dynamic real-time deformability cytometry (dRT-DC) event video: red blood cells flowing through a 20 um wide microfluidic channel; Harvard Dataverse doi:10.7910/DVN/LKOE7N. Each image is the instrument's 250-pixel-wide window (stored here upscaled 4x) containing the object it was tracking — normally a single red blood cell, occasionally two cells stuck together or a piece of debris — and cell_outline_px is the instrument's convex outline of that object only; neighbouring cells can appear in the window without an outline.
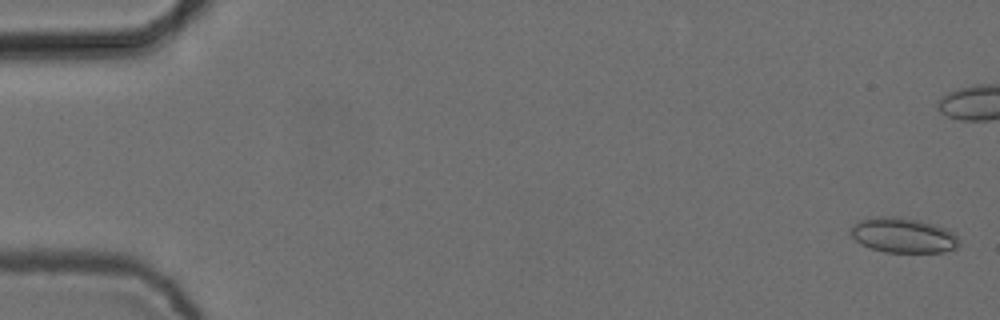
{"species": "common noctule bat (a hibernating species)", "species_latin": "Nyctalus noctula", "temperature_condition": "cold", "stored_images_in_passage": 4, "camera_frame_rate_fps": 3000, "um_per_image_px": 0.085, "animal": {"sex": "female", "body_mass_g": 24.6, "forearm_length_mm": 56.2}, "frame": {"image": 1, "passage_image": 1, "time_ms": 0.0, "image_size_px": [1000, 320], "cell_outline_px": [[956, 248], [944, 252], [884, 252], [860, 244], [848, 232], [860, 220], [876, 216], [900, 216], [920, 220], [944, 228], [952, 232], [956, 236]], "centroid_in_image_um": [76.72, 19.99], "position_along_channel_um": 8.3, "area_um2": 21.91}}